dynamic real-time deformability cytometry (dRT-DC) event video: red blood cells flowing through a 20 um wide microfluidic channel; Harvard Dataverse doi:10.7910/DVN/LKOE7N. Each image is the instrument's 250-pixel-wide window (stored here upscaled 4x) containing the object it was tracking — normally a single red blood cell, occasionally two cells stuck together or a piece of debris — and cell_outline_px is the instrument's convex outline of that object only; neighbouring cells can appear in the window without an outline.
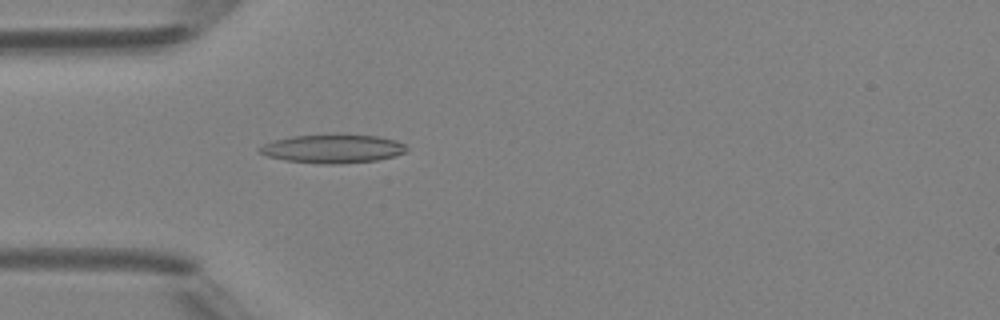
{"species": "Egyptian fruit bat (a non-hibernating species)", "species_latin": "Rousettus aegyptiacus", "temperature_condition": "room temperature", "stored_images_in_passage": 49, "camera_frame_rate_fps": 3000, "um_per_image_px": 0.085, "animal": {"sex": "female"}, "frame": {"image": 1, "passage_image": 15, "time_ms": 4.667, "image_size_px": [1000, 320], "cell_outline_px": [[408, 148], [404, 152], [392, 156], [376, 160], [340, 164], [320, 164], [284, 160], [268, 156], [260, 152], [256, 148], [272, 140], [292, 136], [336, 132], [376, 136], [396, 140], [404, 144]], "centroid_in_image_um": [28.25, 12.61], "position_along_channel_um": 56.8, "area_um2": 25.14}}
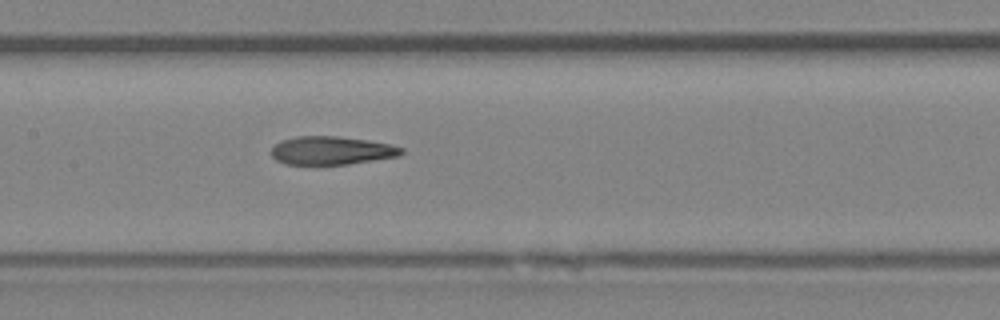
{"frame": {"image": 2, "passage_image": 24, "time_ms": 7.667, "image_size_px": [1000, 320], "cell_outline_px": [[404, 152], [400, 156], [348, 164], [284, 164], [276, 160], [272, 156], [272, 148], [280, 140], [296, 136], [336, 136], [368, 140], [388, 144], [404, 148]], "centroid_in_image_um": [28.18, 12.79], "position_along_channel_um": 179.2, "area_um2": 21.44}}
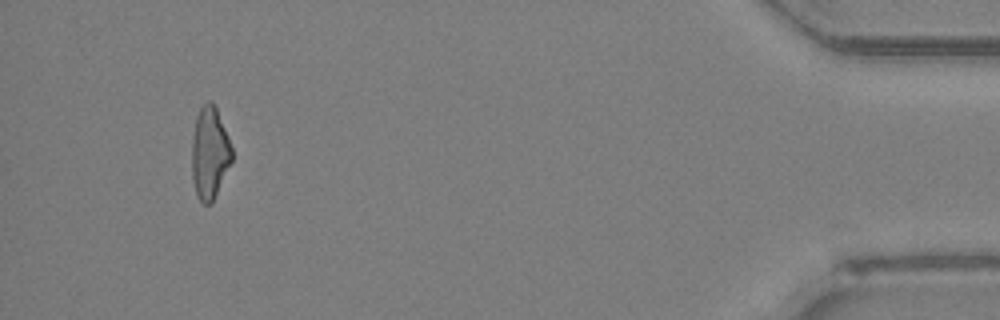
{"frame": {"image": 3, "passage_image": 46, "time_ms": 15.0, "image_size_px": [1000, 320], "cell_outline_px": [[232, 160], [212, 204], [204, 204], [200, 200], [196, 192], [192, 176], [192, 136], [196, 116], [200, 108], [208, 100], [212, 100], [216, 108], [228, 136], [232, 148]], "centroid_in_image_um": [17.82, 12.99], "position_along_channel_um": 417.4, "area_um2": 21.44}, "authors_computed_cell_mechanics": {"area_um2": 22.4264, "velocity_mm_per_s": 4.2491, "shape_relaxation_time_tau1_ms": null, "shape_relaxation_time_tau2_ms": 2.7345, "deformation_change_tau1": null, "deformation_change_tau2": 0.1267}}